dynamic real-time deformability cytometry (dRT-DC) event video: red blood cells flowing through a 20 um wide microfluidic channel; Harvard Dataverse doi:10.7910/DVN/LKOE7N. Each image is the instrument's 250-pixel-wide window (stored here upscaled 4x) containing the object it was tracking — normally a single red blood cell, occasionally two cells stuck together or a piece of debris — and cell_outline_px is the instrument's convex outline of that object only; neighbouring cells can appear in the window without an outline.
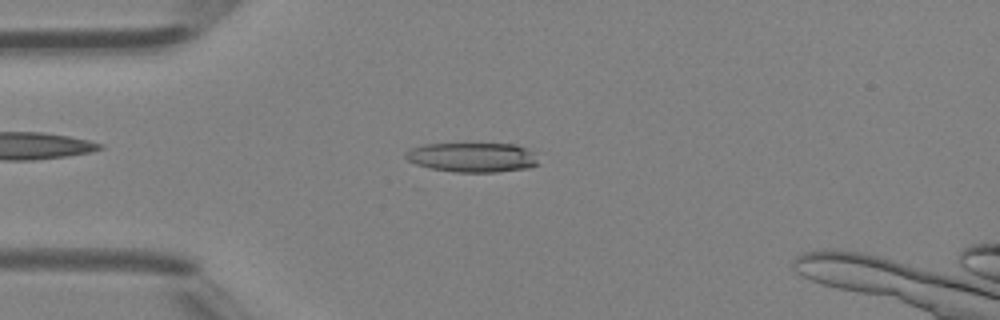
{"species": "Egyptian fruit bat (a non-hibernating species)", "species_latin": "Rousettus aegyptiacus", "temperature_condition": "room temperature", "stored_images_in_passage": 44, "camera_frame_rate_fps": 3000, "um_per_image_px": 0.085, "animal": {"sex": "female"}, "frame": {"image": 1, "passage_image": 11, "time_ms": 3.333, "image_size_px": [1000, 320], "cell_outline_px": [[544, 152], [540, 164], [528, 168], [496, 172], [456, 172], [432, 168], [416, 164], [408, 160], [404, 156], [404, 152], [408, 148], [424, 144], [464, 140], [516, 144]], "centroid_in_image_um": [40.29, 13.29], "position_along_channel_um": 44.7, "area_um2": 25.03}}
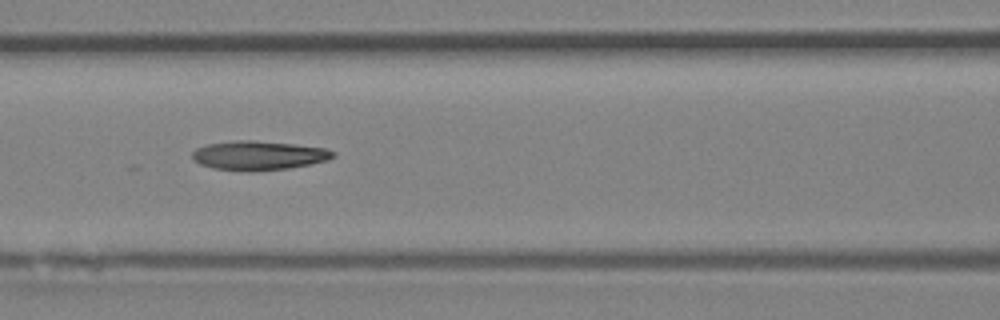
{"frame": {"image": 2, "passage_image": 19, "time_ms": 6.0, "image_size_px": [1000, 320], "cell_outline_px": [[336, 156], [328, 160], [288, 168], [252, 172], [248, 172], [212, 168], [200, 164], [192, 160], [192, 152], [196, 148], [208, 144], [236, 140], [252, 140], [292, 144], [324, 148], [336, 152]], "centroid_in_image_um": [21.95, 13.22], "position_along_channel_um": 144.6, "area_um2": 23.99}}
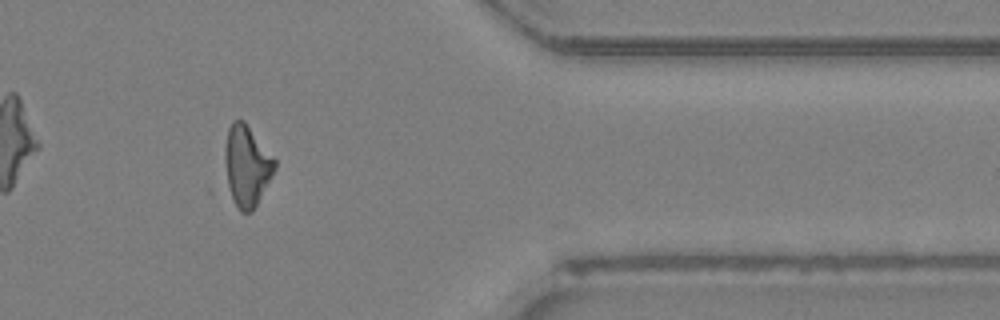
{"frame": {"image": 3, "passage_image": 37, "time_ms": 12.0, "image_size_px": [1000, 320], "cell_outline_px": [[276, 168], [252, 212], [240, 212], [212, 196], [208, 192], [208, 188], [228, 128], [232, 120], [244, 120], [276, 160]], "centroid_in_image_um": [20.54, 14.34], "position_along_channel_um": 390.9, "area_um2": 29.02}}